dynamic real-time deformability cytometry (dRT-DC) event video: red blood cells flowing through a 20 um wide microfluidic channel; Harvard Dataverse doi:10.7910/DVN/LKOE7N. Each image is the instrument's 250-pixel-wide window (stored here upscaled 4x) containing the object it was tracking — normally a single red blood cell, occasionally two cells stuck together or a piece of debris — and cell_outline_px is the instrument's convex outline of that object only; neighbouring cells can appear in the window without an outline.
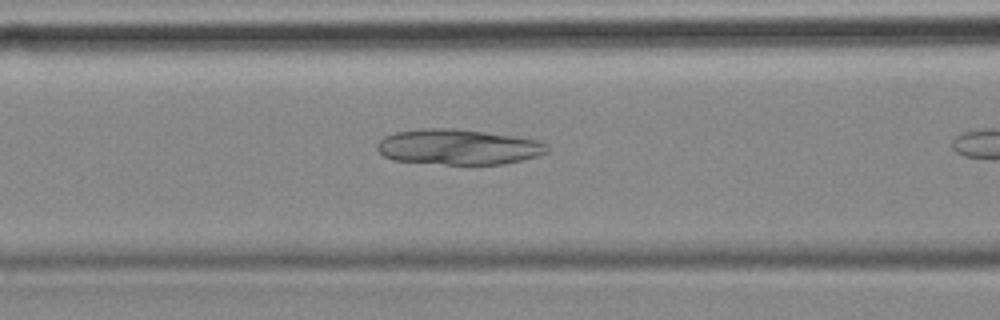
{"species": "common noctule bat (a hibernating species)", "species_latin": "Nyctalus noctula", "temperature_condition": "cold", "stored_images_in_passage": 11, "camera_frame_rate_fps": 3000, "um_per_image_px": 0.085, "animal": {"sex": "female", "body_mass_g": 18.4}, "frame": {"image": 1, "passage_image": 10, "time_ms": 3.0, "image_size_px": [1000, 320], "cell_outline_px": [[548, 152], [536, 156], [504, 164], [444, 164], [392, 160], [384, 156], [376, 148], [376, 144], [384, 136], [396, 132], [424, 128], [456, 128], [512, 136], [536, 140], [548, 144]], "centroid_in_image_um": [38.92, 12.49], "position_along_channel_um": 127.7, "area_um2": 34.97}}